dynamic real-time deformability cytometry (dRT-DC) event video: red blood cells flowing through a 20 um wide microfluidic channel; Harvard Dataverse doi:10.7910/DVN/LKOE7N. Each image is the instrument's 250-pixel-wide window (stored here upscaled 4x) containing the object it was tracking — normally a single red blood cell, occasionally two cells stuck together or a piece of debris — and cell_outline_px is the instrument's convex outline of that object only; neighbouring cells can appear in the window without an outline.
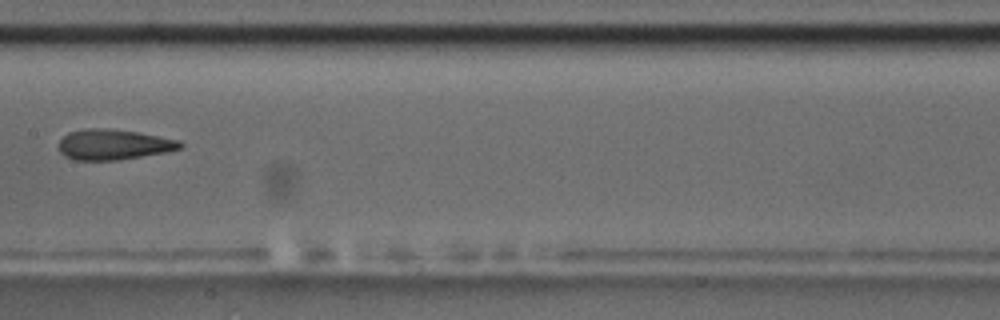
{"species": "common noctule bat (a hibernating species)", "species_latin": "Nyctalus noctula", "temperature_condition": "room temperature", "stored_images_in_passage": 7, "camera_frame_rate_fps": 3000, "um_per_image_px": 0.085, "animal": {"sex": "male", "body_mass_g": 17.5, "forearm_length_mm": 52.3}, "frame": {"image": 1, "passage_image": 7, "time_ms": 7.667, "image_size_px": [1000, 320], "cell_outline_px": [[184, 144], [180, 148], [164, 152], [120, 160], [76, 160], [64, 156], [60, 152], [60, 140], [68, 132], [84, 128], [108, 128], [136, 132], [180, 140]], "centroid_in_image_um": [9.63, 12.28], "position_along_channel_um": 197.8, "area_um2": 21.44}}